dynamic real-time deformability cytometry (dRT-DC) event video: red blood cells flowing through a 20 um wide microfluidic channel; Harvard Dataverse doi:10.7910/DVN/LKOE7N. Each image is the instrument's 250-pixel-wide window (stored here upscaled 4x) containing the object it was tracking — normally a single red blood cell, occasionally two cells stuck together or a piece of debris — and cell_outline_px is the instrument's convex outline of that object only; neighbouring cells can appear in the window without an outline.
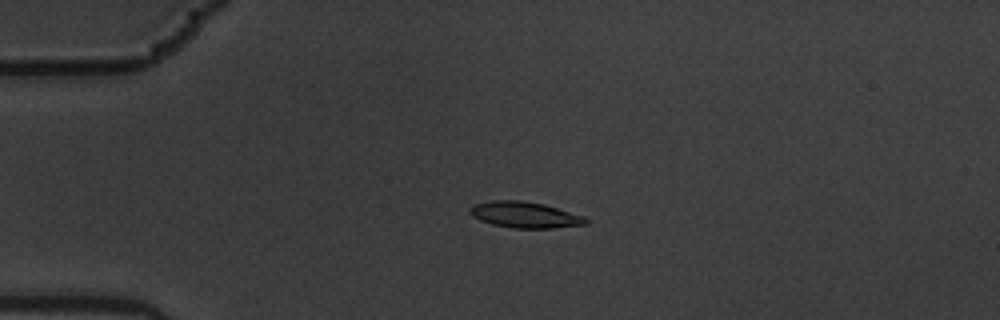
{"species": "common noctule bat (a hibernating species)", "species_latin": "Nyctalus noctula", "temperature_condition": "warm", "stored_images_in_passage": 5, "camera_frame_rate_fps": 3000, "um_per_image_px": 0.085, "animal": {"sex": "male", "body_mass_g": 19.5, "forearm_length_mm": 54.6}, "frame": {"image": 1, "passage_image": 4, "time_ms": 1.0, "image_size_px": [1000, 320], "cell_outline_px": [[588, 224], [552, 228], [512, 228], [492, 224], [480, 220], [472, 216], [468, 212], [468, 208], [476, 204], [492, 200], [520, 200], [544, 204], [584, 216], [588, 220]], "centroid_in_image_um": [44.6, 18.26], "position_along_channel_um": 40.4, "area_um2": 17.63}}